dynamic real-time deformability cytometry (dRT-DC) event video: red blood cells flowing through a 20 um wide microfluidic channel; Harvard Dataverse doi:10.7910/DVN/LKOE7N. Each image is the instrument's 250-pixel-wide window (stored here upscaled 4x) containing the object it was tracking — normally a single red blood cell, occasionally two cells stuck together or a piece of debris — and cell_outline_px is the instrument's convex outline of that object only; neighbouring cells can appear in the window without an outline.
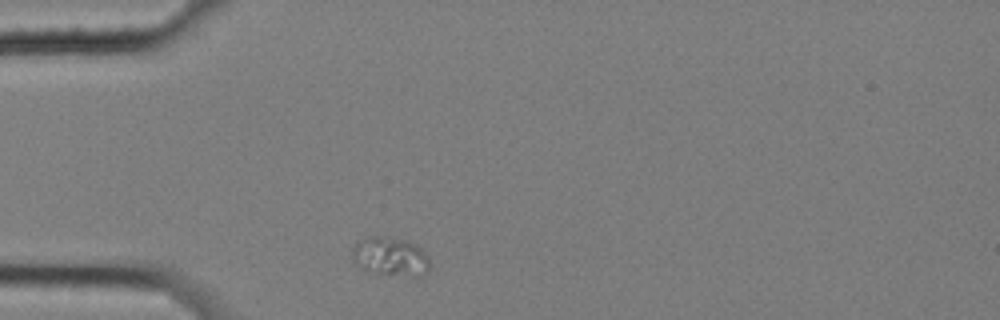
{"species": "common noctule bat (a hibernating species)", "species_latin": "Nyctalus noctula", "temperature_condition": "cold", "stored_images_in_passage": 1, "camera_frame_rate_fps": 3000, "um_per_image_px": 0.085, "animal": {"sex": "female", "body_mass_g": 25.1}, "frame": {"image": 1, "passage_image": 1, "time_ms": 0.0, "image_size_px": [1000, 320], "cell_outline_px": [[428, 272], [424, 276], [416, 276], [380, 272], [356, 260], [352, 256], [352, 248], [364, 236], [388, 236], [408, 240], [416, 244], [428, 256]], "centroid_in_image_um": [33.28, 21.73], "position_along_channel_um": 51.7, "area_um2": 16.76}}